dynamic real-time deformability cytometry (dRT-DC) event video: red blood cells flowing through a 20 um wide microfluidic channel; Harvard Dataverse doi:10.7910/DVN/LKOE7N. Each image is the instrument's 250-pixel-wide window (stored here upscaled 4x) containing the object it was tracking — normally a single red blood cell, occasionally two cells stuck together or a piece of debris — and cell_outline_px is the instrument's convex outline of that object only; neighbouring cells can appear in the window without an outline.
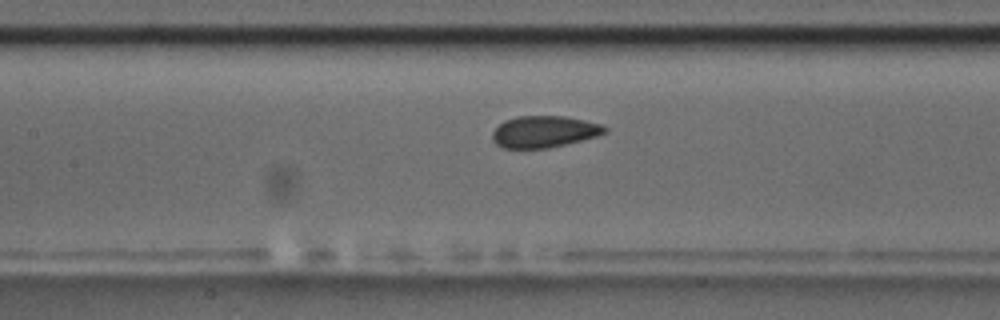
{"species": "common noctule bat (a hibernating species)", "species_latin": "Nyctalus noctula", "temperature_condition": "room temperature", "stored_images_in_passage": 35, "camera_frame_rate_fps": 3000, "um_per_image_px": 0.085, "animal": {"sex": "male", "body_mass_g": 17.5, "forearm_length_mm": 52.3}, "frame": {"image": 1, "passage_image": 11, "time_ms": 3.333, "image_size_px": [1000, 320], "cell_outline_px": [[608, 132], [596, 136], [548, 148], [504, 148], [496, 144], [492, 140], [492, 132], [504, 120], [516, 116], [564, 116], [584, 120], [600, 124], [608, 128]], "centroid_in_image_um": [46.23, 11.18], "position_along_channel_um": 161.2, "area_um2": 20.63}}
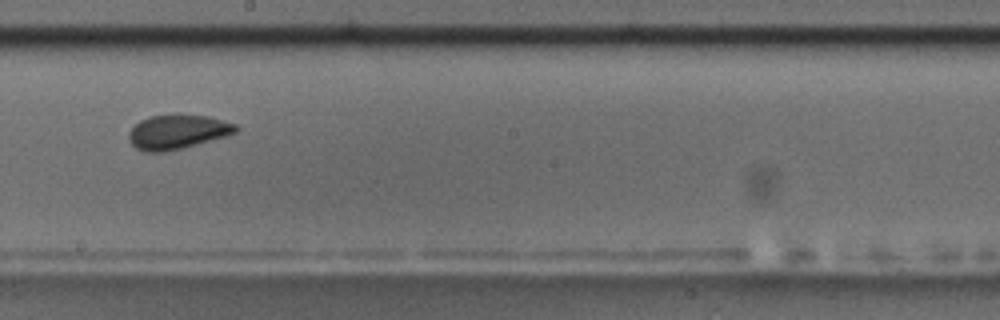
{"frame": {"image": 2, "passage_image": 17, "time_ms": 5.333, "image_size_px": [1000, 320], "cell_outline_px": [[240, 128], [236, 132], [224, 136], [184, 148], [164, 152], [144, 152], [136, 148], [128, 140], [128, 132], [140, 120], [148, 116], [176, 112], [208, 116], [236, 124]], "centroid_in_image_um": [15.06, 11.18], "position_along_channel_um": 233.1, "area_um2": 21.96}}
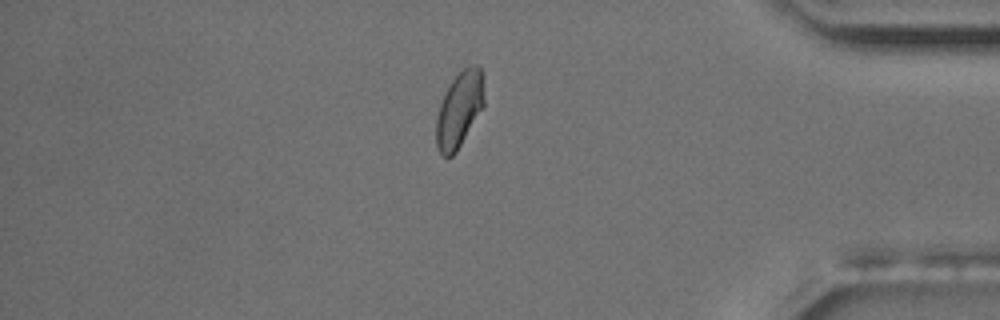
{"frame": {"image": 3, "passage_image": 33, "time_ms": 10.667, "image_size_px": [1000, 320], "cell_outline_px": [[484, 104], [456, 152], [452, 156], [444, 156], [440, 152], [436, 144], [436, 120], [440, 104], [444, 92], [452, 80], [464, 68], [476, 64], [484, 72]], "centroid_in_image_um": [39.05, 9.26], "position_along_channel_um": 396.1, "area_um2": 20.98}}